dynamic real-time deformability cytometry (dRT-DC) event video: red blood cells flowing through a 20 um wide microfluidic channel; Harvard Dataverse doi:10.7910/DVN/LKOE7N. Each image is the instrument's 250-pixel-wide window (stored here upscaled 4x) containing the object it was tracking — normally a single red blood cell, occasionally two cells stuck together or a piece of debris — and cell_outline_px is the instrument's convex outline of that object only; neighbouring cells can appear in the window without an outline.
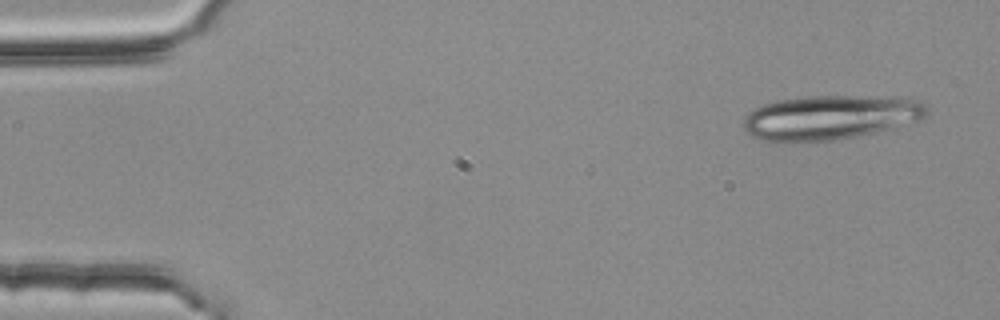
{"species": "common noctule bat (a hibernating species)", "species_latin": "Nyctalus noctula", "temperature_condition": "room temperature", "stored_images_in_passage": 3, "camera_frame_rate_fps": 3000, "um_per_image_px": 0.085, "animal": {"sex": "female", "body_mass_g": 25.1}, "frame": {"image": 1, "passage_image": 1, "time_ms": 0.0, "image_size_px": [1000, 320], "cell_outline_px": [[928, 112], [924, 116], [916, 120], [876, 132], [856, 136], [832, 140], [792, 144], [788, 144], [760, 140], [752, 136], [744, 128], [744, 116], [752, 108], [764, 104], [780, 100], [808, 96], [908, 96], [920, 100], [928, 108]], "centroid_in_image_um": [70.54, 9.98], "position_along_channel_um": 14.5, "area_um2": 48.21}}